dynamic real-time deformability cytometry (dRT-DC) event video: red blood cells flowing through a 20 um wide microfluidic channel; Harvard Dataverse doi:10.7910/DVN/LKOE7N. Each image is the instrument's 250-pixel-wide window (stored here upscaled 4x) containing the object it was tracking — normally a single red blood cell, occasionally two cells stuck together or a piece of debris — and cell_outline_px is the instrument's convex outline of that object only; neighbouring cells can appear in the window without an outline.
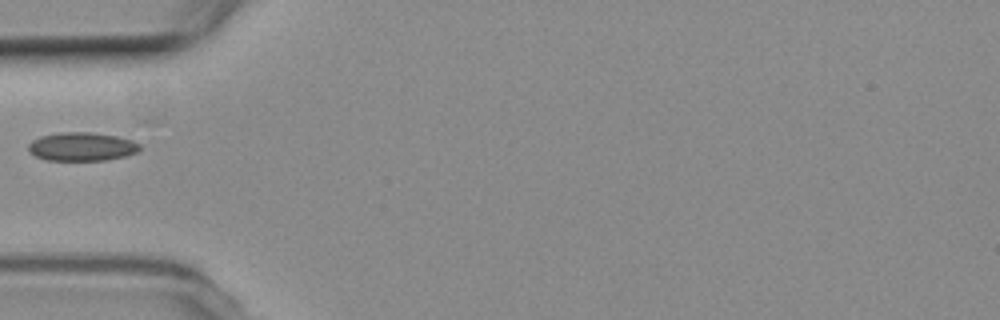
{"species": "common noctule bat (a hibernating species)", "species_latin": "Nyctalus noctula", "temperature_condition": "room temperature", "stored_images_in_passage": 5, "camera_frame_rate_fps": 3000, "um_per_image_px": 0.085, "animal": {"sex": "female", "body_mass_g": 19.3, "forearm_length_mm": 54.1}, "frame": {"image": 1, "passage_image": 5, "time_ms": 5.667, "image_size_px": [1000, 320], "cell_outline_px": [[140, 148], [136, 152], [124, 156], [104, 160], [48, 160], [36, 156], [28, 152], [28, 144], [32, 140], [40, 136], [60, 132], [92, 132], [116, 136], [132, 140], [140, 144]], "centroid_in_image_um": [6.92, 12.45], "position_along_channel_um": 78.1, "area_um2": 18.5}}